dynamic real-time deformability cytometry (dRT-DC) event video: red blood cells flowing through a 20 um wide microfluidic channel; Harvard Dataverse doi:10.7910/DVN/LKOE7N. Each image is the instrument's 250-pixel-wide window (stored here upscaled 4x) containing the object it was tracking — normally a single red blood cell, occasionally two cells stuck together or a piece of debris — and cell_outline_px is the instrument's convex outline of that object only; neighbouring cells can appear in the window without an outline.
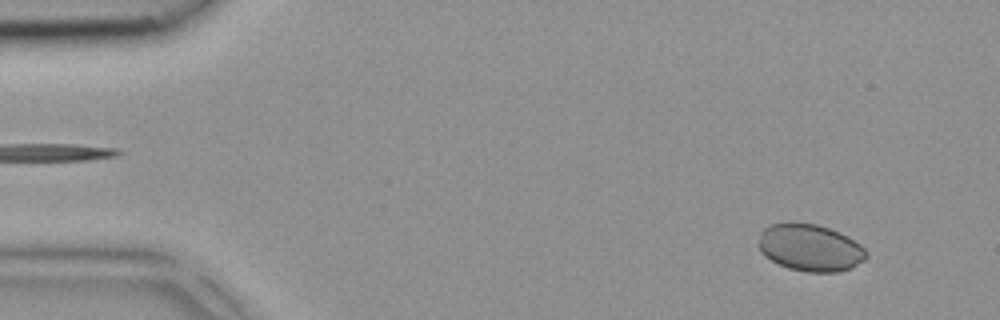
{"species": "common noctule bat (a hibernating species)", "species_latin": "Nyctalus noctula", "temperature_condition": "room temperature", "stored_images_in_passage": 5, "camera_frame_rate_fps": 3000, "um_per_image_px": 0.085, "animal": {"sex": "female", "body_mass_g": 18.4}, "frame": {"image": 1, "passage_image": 1, "time_ms": 0.0, "image_size_px": [1000, 320], "cell_outline_px": [[868, 256], [864, 260], [852, 268], [840, 272], [804, 272], [788, 268], [764, 256], [760, 252], [760, 232], [768, 224], [792, 220], [796, 220], [816, 224], [840, 232], [848, 236], [860, 244], [864, 248]], "centroid_in_image_um": [68.85, 21.02], "position_along_channel_um": 16.1, "area_um2": 30.11}}